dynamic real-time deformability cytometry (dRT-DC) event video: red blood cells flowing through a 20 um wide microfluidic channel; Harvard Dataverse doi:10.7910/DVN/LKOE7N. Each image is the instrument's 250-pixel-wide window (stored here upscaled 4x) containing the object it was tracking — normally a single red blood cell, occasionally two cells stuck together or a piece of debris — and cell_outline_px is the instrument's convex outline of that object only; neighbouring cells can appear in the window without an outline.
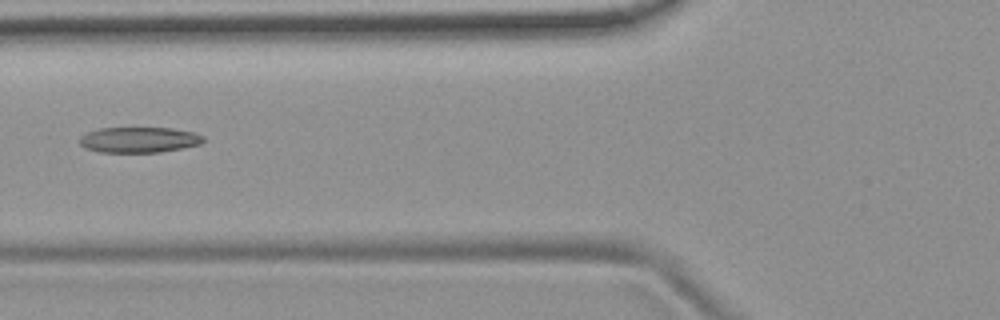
{"species": "common noctule bat (a hibernating species)", "species_latin": "Nyctalus noctula", "temperature_condition": "room temperature", "stored_images_in_passage": 5, "camera_frame_rate_fps": 3000, "um_per_image_px": 0.085, "animal": {"sex": "female", "body_mass_g": 19.9}, "frame": {"image": 1, "passage_image": 5, "time_ms": 4.667, "image_size_px": [1000, 320], "cell_outline_px": [[204, 140], [200, 144], [160, 152], [100, 152], [84, 148], [80, 144], [80, 136], [88, 132], [100, 128], [172, 128], [196, 132], [204, 136]], "centroid_in_image_um": [11.82, 11.88], "position_along_channel_um": 114.0, "area_um2": 18.44}}